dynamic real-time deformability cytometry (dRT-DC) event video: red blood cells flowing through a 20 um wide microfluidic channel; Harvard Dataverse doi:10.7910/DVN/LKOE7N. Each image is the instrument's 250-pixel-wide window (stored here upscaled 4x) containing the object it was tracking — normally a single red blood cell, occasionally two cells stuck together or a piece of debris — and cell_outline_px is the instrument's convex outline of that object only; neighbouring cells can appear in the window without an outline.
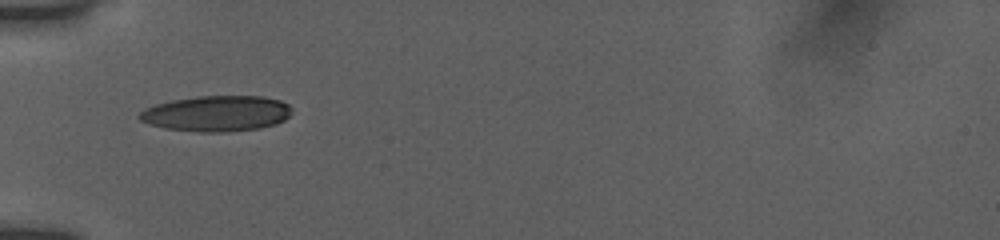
{"species": "human", "species_latin": "Homo sapiens", "temperature_condition": "room temperature", "stored_images_in_passage": 2, "camera_frame_rate_fps": 3000, "um_per_image_px": 0.085, "donor": {"sex": "female"}, "frame": {"image": 1, "passage_image": 1, "time_ms": 0.0, "image_size_px": [1000, 240], "cell_outline_px": [[292, 112], [284, 120], [276, 124], [260, 128], [228, 132], [196, 132], [164, 128], [148, 124], [140, 120], [136, 116], [144, 108], [156, 104], [172, 100], [196, 96], [264, 96], [280, 100], [288, 104], [292, 108]], "centroid_in_image_um": [18.4, 9.65], "position_along_channel_um": 66.6, "area_um2": 32.08}}